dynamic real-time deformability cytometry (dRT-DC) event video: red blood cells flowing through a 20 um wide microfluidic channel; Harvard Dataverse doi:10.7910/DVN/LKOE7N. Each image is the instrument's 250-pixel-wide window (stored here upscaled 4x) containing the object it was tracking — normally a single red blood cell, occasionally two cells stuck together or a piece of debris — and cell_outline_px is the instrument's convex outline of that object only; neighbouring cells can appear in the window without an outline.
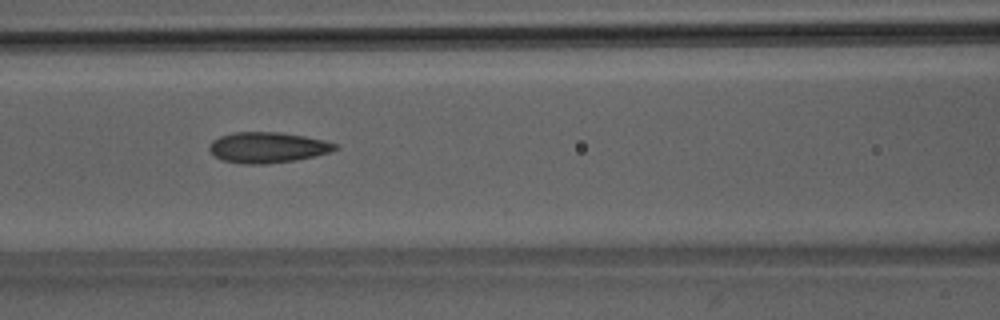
{"species": "Egyptian fruit bat (a non-hibernating species)", "species_latin": "Rousettus aegyptiacus", "temperature_condition": "room temperature", "stored_images_in_passage": 6, "camera_frame_rate_fps": 3000, "um_per_image_px": 0.085, "animal": {"sex": "male"}, "frame": {"image": 1, "passage_image": 6, "time_ms": 5.667, "image_size_px": [1000, 320], "cell_outline_px": [[340, 148], [316, 156], [296, 160], [264, 164], [244, 164], [220, 160], [208, 148], [208, 144], [212, 140], [220, 136], [232, 132], [280, 132], [304, 136], [324, 140], [340, 144]], "centroid_in_image_um": [22.75, 12.53], "position_along_channel_um": 143.8, "area_um2": 22.72}}